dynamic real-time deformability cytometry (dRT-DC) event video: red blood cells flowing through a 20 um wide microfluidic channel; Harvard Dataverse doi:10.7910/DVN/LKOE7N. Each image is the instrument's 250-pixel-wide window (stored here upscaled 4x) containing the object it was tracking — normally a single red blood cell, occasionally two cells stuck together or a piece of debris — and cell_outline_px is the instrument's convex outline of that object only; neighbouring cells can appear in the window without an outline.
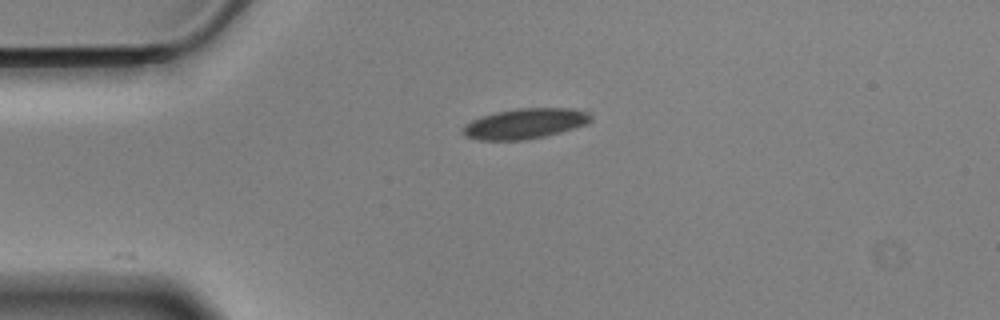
{"species": "Egyptian fruit bat (a non-hibernating species)", "species_latin": "Rousettus aegyptiacus", "temperature_condition": "cold", "stored_images_in_passage": 5, "camera_frame_rate_fps": 3000, "um_per_image_px": 0.085, "animal": {"sex": "male"}, "frame": {"image": 1, "passage_image": 1, "time_ms": 0.0, "image_size_px": [1000, 320], "cell_outline_px": [[592, 120], [588, 124], [560, 132], [544, 136], [524, 140], [480, 140], [464, 136], [464, 128], [472, 120], [480, 116], [496, 112], [516, 108], [572, 108], [588, 112], [592, 116]], "centroid_in_image_um": [44.67, 10.5], "position_along_channel_um": 40.3, "area_um2": 22.54}}